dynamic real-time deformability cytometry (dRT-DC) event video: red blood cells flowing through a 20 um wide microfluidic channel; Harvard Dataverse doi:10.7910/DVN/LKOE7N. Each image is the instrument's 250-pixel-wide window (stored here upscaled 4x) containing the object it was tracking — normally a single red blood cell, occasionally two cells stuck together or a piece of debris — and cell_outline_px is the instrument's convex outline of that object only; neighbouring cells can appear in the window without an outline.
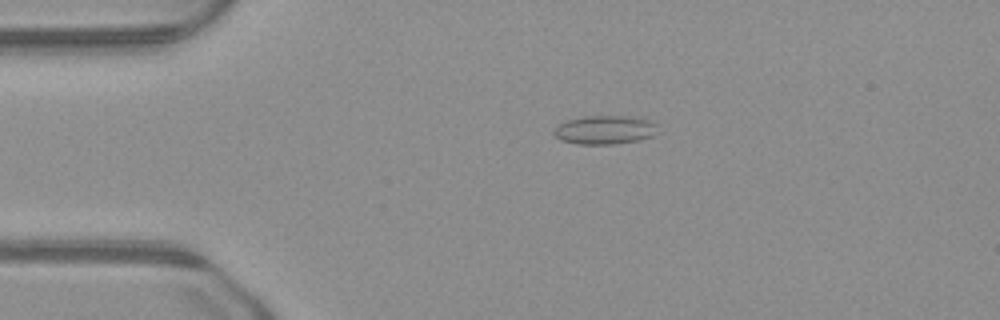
{"species": "common noctule bat (a hibernating species)", "species_latin": "Nyctalus noctula", "temperature_condition": "warm", "stored_images_in_passage": 10, "camera_frame_rate_fps": 3000, "um_per_image_px": 0.085, "animal": {"sex": "male", "body_mass_g": 23.1, "forearm_length_mm": 52.7}, "frame": {"image": 1, "passage_image": 4, "time_ms": 1.0, "image_size_px": [1000, 320], "cell_outline_px": [[656, 124], [652, 136], [640, 140], [616, 144], [576, 144], [560, 140], [552, 132], [556, 124], [568, 120], [584, 116], [644, 116], [652, 120]], "centroid_in_image_um": [51.4, 11.02], "position_along_channel_um": 33.6, "area_um2": 17.69}}